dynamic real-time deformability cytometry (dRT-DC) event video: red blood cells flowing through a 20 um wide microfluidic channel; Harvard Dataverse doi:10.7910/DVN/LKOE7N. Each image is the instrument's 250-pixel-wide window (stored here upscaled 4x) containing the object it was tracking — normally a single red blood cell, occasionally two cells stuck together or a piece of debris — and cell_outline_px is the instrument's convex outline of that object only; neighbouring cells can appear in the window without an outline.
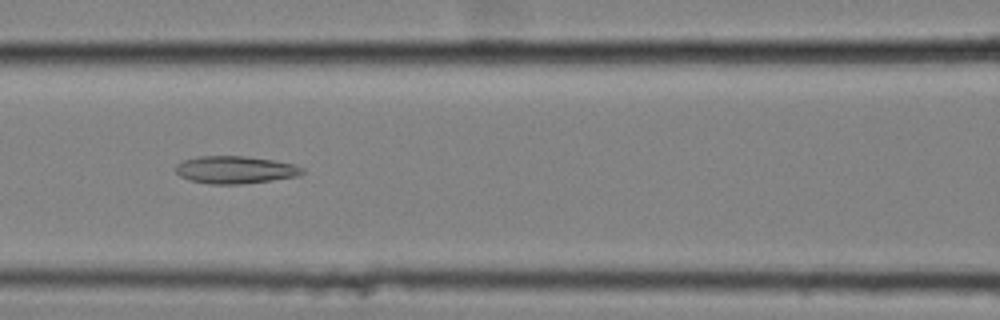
{"species": "common noctule bat (a hibernating species)", "species_latin": "Nyctalus noctula", "temperature_condition": "cold", "stored_images_in_passage": 39, "camera_frame_rate_fps": 3000, "um_per_image_px": 0.085, "animal": {"sex": "female", "body_mass_g": 25.1}, "frame": {"image": 1, "passage_image": 10, "time_ms": 3.0, "image_size_px": [1000, 320], "cell_outline_px": [[304, 172], [300, 176], [240, 184], [212, 184], [192, 180], [180, 176], [176, 172], [176, 164], [184, 160], [200, 156], [244, 156], [272, 160], [296, 164], [304, 168]], "centroid_in_image_um": [20.03, 14.43], "position_along_channel_um": 146.6, "area_um2": 20.17}}
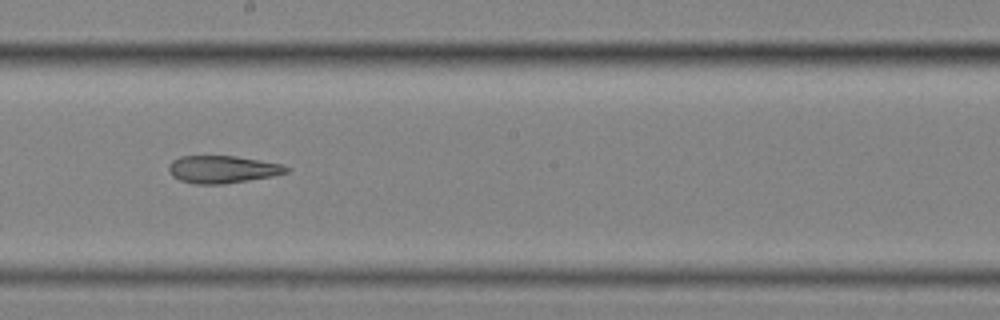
{"frame": {"image": 2, "passage_image": 17, "time_ms": 5.333, "image_size_px": [1000, 320], "cell_outline_px": [[292, 168], [288, 172], [272, 176], [224, 184], [196, 184], [180, 180], [172, 176], [168, 168], [168, 164], [172, 160], [180, 156], [236, 156], [284, 164]], "centroid_in_image_um": [18.93, 14.39], "position_along_channel_um": 229.3, "area_um2": 18.96}}
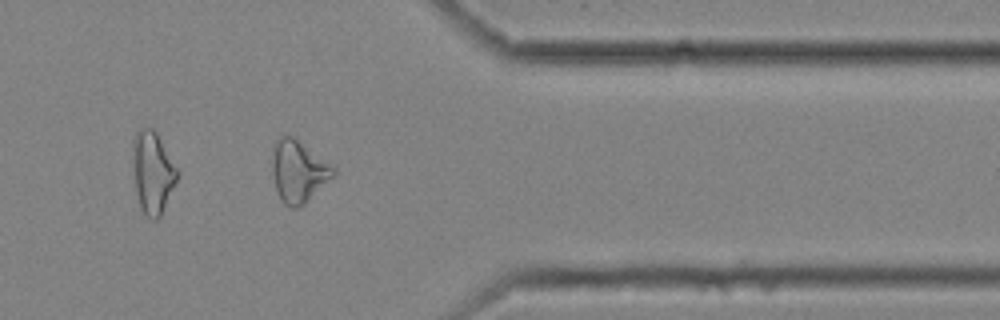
{"frame": {"image": 3, "passage_image": 31, "time_ms": 10.0, "image_size_px": [1000, 320], "cell_outline_px": [[336, 172], [332, 176], [296, 208], [288, 208], [280, 200], [276, 188], [272, 172], [272, 164], [276, 140], [280, 136], [292, 136], [336, 168]], "centroid_in_image_um": [25.32, 14.55], "position_along_channel_um": 386.1, "area_um2": 21.1}, "authors_computed_cell_mechanics": {"area_um2": 20.3456, "velocity_mm_per_s": 3.5515, "shape_relaxation_time_tau1_ms": null, "shape_relaxation_time_tau2_ms": 5.7179, "deformation_change_tau1": null, "deformation_change_tau2": 0.1784}}